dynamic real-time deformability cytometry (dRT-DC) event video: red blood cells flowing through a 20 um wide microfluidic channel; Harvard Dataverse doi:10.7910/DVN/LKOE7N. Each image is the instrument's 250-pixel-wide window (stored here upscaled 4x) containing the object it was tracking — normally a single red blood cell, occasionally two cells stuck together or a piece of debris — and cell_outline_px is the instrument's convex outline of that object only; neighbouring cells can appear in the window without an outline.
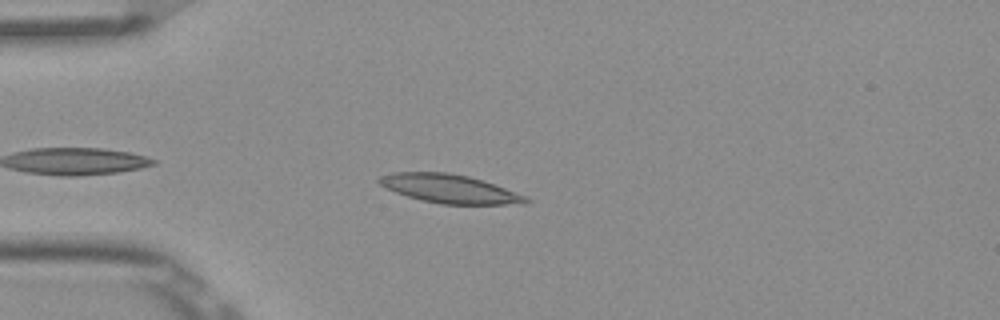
{"species": "Egyptian fruit bat (a non-hibernating species)", "species_latin": "Rousettus aegyptiacus", "temperature_condition": "room temperature", "stored_images_in_passage": 32, "camera_frame_rate_fps": 3000, "um_per_image_px": 0.085, "frame": {"image": 1, "passage_image": 4, "time_ms": 1.0, "image_size_px": [1000, 320], "cell_outline_px": [[532, 200], [528, 204], [440, 204], [408, 196], [384, 188], [376, 180], [380, 176], [392, 172], [448, 172], [468, 176], [528, 196]], "centroid_in_image_um": [38.22, 16.04], "position_along_channel_um": 46.8, "area_um2": 24.39}}
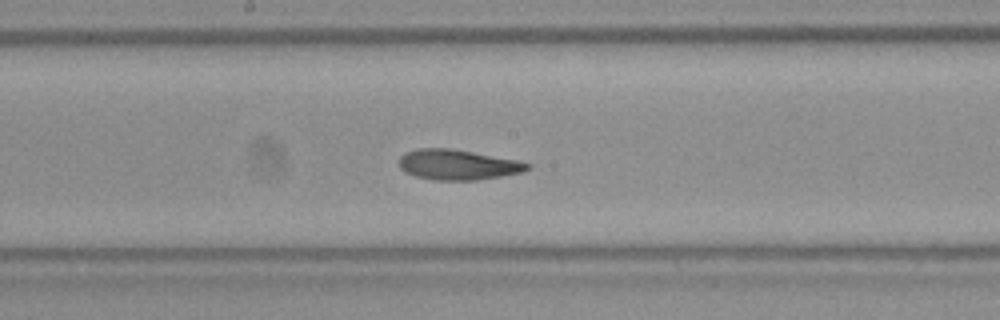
{"frame": {"image": 2, "passage_image": 18, "time_ms": 5.667, "image_size_px": [1000, 320], "cell_outline_px": [[532, 168], [524, 172], [476, 180], [432, 180], [416, 176], [404, 172], [400, 168], [400, 156], [404, 152], [416, 148], [448, 148], [472, 152], [516, 160], [532, 164]], "centroid_in_image_um": [38.9, 14.0], "position_along_channel_um": 209.3, "area_um2": 22.66}}
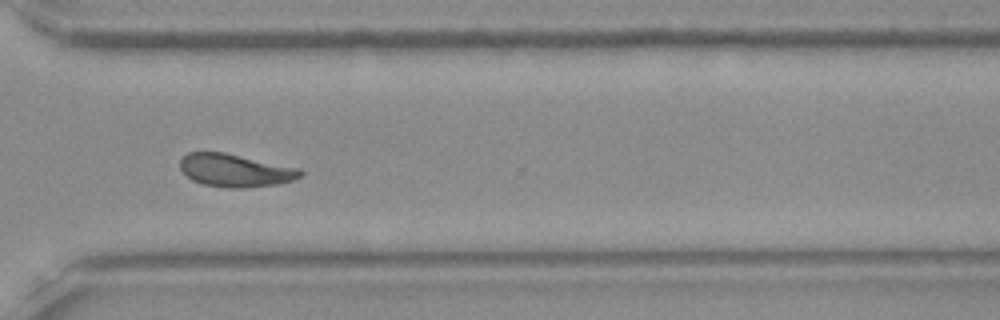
{"frame": {"image": 3, "passage_image": 29, "time_ms": 9.333, "image_size_px": [1000, 320], "cell_outline_px": [[304, 172], [300, 176], [292, 180], [276, 184], [244, 188], [228, 188], [204, 184], [192, 180], [180, 168], [180, 160], [188, 152], [224, 152], [300, 168]], "centroid_in_image_um": [20.0, 14.48], "position_along_channel_um": 350.6, "area_um2": 22.89}, "authors_computed_cell_mechanics": {"area_um2": 22.8888, "velocity_mm_per_s": 3.8604, "shape_relaxation_time_tau1_ms": 5.264, "shape_relaxation_time_tau2_ms": 2.4097, "deformation_change_tau1": 0.1389, "deformation_change_tau2": 0.0882}}